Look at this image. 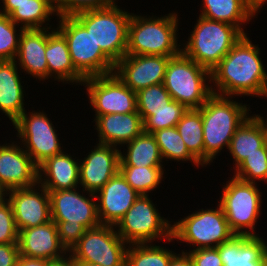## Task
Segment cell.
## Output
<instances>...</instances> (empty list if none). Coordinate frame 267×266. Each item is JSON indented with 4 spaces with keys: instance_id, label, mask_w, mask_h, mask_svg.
<instances>
[{
    "instance_id": "1",
    "label": "cell",
    "mask_w": 267,
    "mask_h": 266,
    "mask_svg": "<svg viewBox=\"0 0 267 266\" xmlns=\"http://www.w3.org/2000/svg\"><path fill=\"white\" fill-rule=\"evenodd\" d=\"M259 54L258 45L243 35L211 71V84L216 87L211 85L212 93L267 97V72Z\"/></svg>"
},
{
    "instance_id": "2",
    "label": "cell",
    "mask_w": 267,
    "mask_h": 266,
    "mask_svg": "<svg viewBox=\"0 0 267 266\" xmlns=\"http://www.w3.org/2000/svg\"><path fill=\"white\" fill-rule=\"evenodd\" d=\"M48 193L51 219L57 225L60 243L68 253L87 229L101 224L97 214L96 195L88 192L89 198L77 192V188Z\"/></svg>"
},
{
    "instance_id": "3",
    "label": "cell",
    "mask_w": 267,
    "mask_h": 266,
    "mask_svg": "<svg viewBox=\"0 0 267 266\" xmlns=\"http://www.w3.org/2000/svg\"><path fill=\"white\" fill-rule=\"evenodd\" d=\"M229 96L212 94L199 108L203 121L204 166L229 147L236 129L249 117L248 105Z\"/></svg>"
},
{
    "instance_id": "4",
    "label": "cell",
    "mask_w": 267,
    "mask_h": 266,
    "mask_svg": "<svg viewBox=\"0 0 267 266\" xmlns=\"http://www.w3.org/2000/svg\"><path fill=\"white\" fill-rule=\"evenodd\" d=\"M178 15L170 12L167 16L148 17L131 15L128 25L129 55H157L173 57L181 52L177 40Z\"/></svg>"
},
{
    "instance_id": "5",
    "label": "cell",
    "mask_w": 267,
    "mask_h": 266,
    "mask_svg": "<svg viewBox=\"0 0 267 266\" xmlns=\"http://www.w3.org/2000/svg\"><path fill=\"white\" fill-rule=\"evenodd\" d=\"M243 35L236 26L199 16L181 51L211 72Z\"/></svg>"
},
{
    "instance_id": "6",
    "label": "cell",
    "mask_w": 267,
    "mask_h": 266,
    "mask_svg": "<svg viewBox=\"0 0 267 266\" xmlns=\"http://www.w3.org/2000/svg\"><path fill=\"white\" fill-rule=\"evenodd\" d=\"M118 7L114 2L106 8L85 10L73 15L114 64L126 55L128 25L132 15Z\"/></svg>"
},
{
    "instance_id": "7",
    "label": "cell",
    "mask_w": 267,
    "mask_h": 266,
    "mask_svg": "<svg viewBox=\"0 0 267 266\" xmlns=\"http://www.w3.org/2000/svg\"><path fill=\"white\" fill-rule=\"evenodd\" d=\"M206 80L211 83V72L181 51L169 58L163 84L173 100L187 109H199L213 94Z\"/></svg>"
},
{
    "instance_id": "8",
    "label": "cell",
    "mask_w": 267,
    "mask_h": 266,
    "mask_svg": "<svg viewBox=\"0 0 267 266\" xmlns=\"http://www.w3.org/2000/svg\"><path fill=\"white\" fill-rule=\"evenodd\" d=\"M221 194L218 204L231 230L236 235L259 236L254 229L263 201L257 183L245 182L233 176L226 182Z\"/></svg>"
},
{
    "instance_id": "9",
    "label": "cell",
    "mask_w": 267,
    "mask_h": 266,
    "mask_svg": "<svg viewBox=\"0 0 267 266\" xmlns=\"http://www.w3.org/2000/svg\"><path fill=\"white\" fill-rule=\"evenodd\" d=\"M58 19L60 21L56 29L65 37L72 63L84 78L114 72L115 64L74 16H62Z\"/></svg>"
},
{
    "instance_id": "10",
    "label": "cell",
    "mask_w": 267,
    "mask_h": 266,
    "mask_svg": "<svg viewBox=\"0 0 267 266\" xmlns=\"http://www.w3.org/2000/svg\"><path fill=\"white\" fill-rule=\"evenodd\" d=\"M160 215L149 195H140L114 227L129 245L152 243L156 238L172 242V221Z\"/></svg>"
},
{
    "instance_id": "11",
    "label": "cell",
    "mask_w": 267,
    "mask_h": 266,
    "mask_svg": "<svg viewBox=\"0 0 267 266\" xmlns=\"http://www.w3.org/2000/svg\"><path fill=\"white\" fill-rule=\"evenodd\" d=\"M216 209H199L172 224V238L195 249L216 248L236 235L218 204ZM191 244L193 246H191Z\"/></svg>"
},
{
    "instance_id": "12",
    "label": "cell",
    "mask_w": 267,
    "mask_h": 266,
    "mask_svg": "<svg viewBox=\"0 0 267 266\" xmlns=\"http://www.w3.org/2000/svg\"><path fill=\"white\" fill-rule=\"evenodd\" d=\"M112 225L100 224L87 229L70 250L75 262L102 266H125L128 244ZM127 246V247H126Z\"/></svg>"
},
{
    "instance_id": "13",
    "label": "cell",
    "mask_w": 267,
    "mask_h": 266,
    "mask_svg": "<svg viewBox=\"0 0 267 266\" xmlns=\"http://www.w3.org/2000/svg\"><path fill=\"white\" fill-rule=\"evenodd\" d=\"M49 119L43 111H32L30 114L24 111L12 124L22 142L20 145H24L23 149H26L37 167L48 158L63 152L57 131Z\"/></svg>"
},
{
    "instance_id": "14",
    "label": "cell",
    "mask_w": 267,
    "mask_h": 266,
    "mask_svg": "<svg viewBox=\"0 0 267 266\" xmlns=\"http://www.w3.org/2000/svg\"><path fill=\"white\" fill-rule=\"evenodd\" d=\"M82 84L87 87L95 119L105 114L137 112L136 92L132 91L115 72L85 78Z\"/></svg>"
},
{
    "instance_id": "15",
    "label": "cell",
    "mask_w": 267,
    "mask_h": 266,
    "mask_svg": "<svg viewBox=\"0 0 267 266\" xmlns=\"http://www.w3.org/2000/svg\"><path fill=\"white\" fill-rule=\"evenodd\" d=\"M6 196H9L7 200L11 203L18 231L52 220L49 193L39 183L33 187L8 190Z\"/></svg>"
},
{
    "instance_id": "16",
    "label": "cell",
    "mask_w": 267,
    "mask_h": 266,
    "mask_svg": "<svg viewBox=\"0 0 267 266\" xmlns=\"http://www.w3.org/2000/svg\"><path fill=\"white\" fill-rule=\"evenodd\" d=\"M170 57L126 54L115 64L114 72L132 90L164 83Z\"/></svg>"
},
{
    "instance_id": "17",
    "label": "cell",
    "mask_w": 267,
    "mask_h": 266,
    "mask_svg": "<svg viewBox=\"0 0 267 266\" xmlns=\"http://www.w3.org/2000/svg\"><path fill=\"white\" fill-rule=\"evenodd\" d=\"M81 161L79 181L83 187L82 191L96 194L119 172L120 150L113 145L97 143V146Z\"/></svg>"
},
{
    "instance_id": "18",
    "label": "cell",
    "mask_w": 267,
    "mask_h": 266,
    "mask_svg": "<svg viewBox=\"0 0 267 266\" xmlns=\"http://www.w3.org/2000/svg\"><path fill=\"white\" fill-rule=\"evenodd\" d=\"M15 141L0 145V186L4 191L38 184V167Z\"/></svg>"
},
{
    "instance_id": "19",
    "label": "cell",
    "mask_w": 267,
    "mask_h": 266,
    "mask_svg": "<svg viewBox=\"0 0 267 266\" xmlns=\"http://www.w3.org/2000/svg\"><path fill=\"white\" fill-rule=\"evenodd\" d=\"M95 195L98 200L99 222L112 226L118 223L140 196L120 172L113 176Z\"/></svg>"
},
{
    "instance_id": "20",
    "label": "cell",
    "mask_w": 267,
    "mask_h": 266,
    "mask_svg": "<svg viewBox=\"0 0 267 266\" xmlns=\"http://www.w3.org/2000/svg\"><path fill=\"white\" fill-rule=\"evenodd\" d=\"M18 246L20 255L29 258L53 260L67 254L60 243L57 225L52 220L20 230Z\"/></svg>"
},
{
    "instance_id": "21",
    "label": "cell",
    "mask_w": 267,
    "mask_h": 266,
    "mask_svg": "<svg viewBox=\"0 0 267 266\" xmlns=\"http://www.w3.org/2000/svg\"><path fill=\"white\" fill-rule=\"evenodd\" d=\"M216 248L223 266H267V242L260 236L234 235Z\"/></svg>"
},
{
    "instance_id": "22",
    "label": "cell",
    "mask_w": 267,
    "mask_h": 266,
    "mask_svg": "<svg viewBox=\"0 0 267 266\" xmlns=\"http://www.w3.org/2000/svg\"><path fill=\"white\" fill-rule=\"evenodd\" d=\"M43 29H24L20 37L18 52L15 57L16 63L20 68L32 75L38 80L48 79V64L45 57L46 40L49 31L52 29L49 25Z\"/></svg>"
},
{
    "instance_id": "23",
    "label": "cell",
    "mask_w": 267,
    "mask_h": 266,
    "mask_svg": "<svg viewBox=\"0 0 267 266\" xmlns=\"http://www.w3.org/2000/svg\"><path fill=\"white\" fill-rule=\"evenodd\" d=\"M94 121L99 144L122 147L143 132V120L138 112L100 115Z\"/></svg>"
},
{
    "instance_id": "24",
    "label": "cell",
    "mask_w": 267,
    "mask_h": 266,
    "mask_svg": "<svg viewBox=\"0 0 267 266\" xmlns=\"http://www.w3.org/2000/svg\"><path fill=\"white\" fill-rule=\"evenodd\" d=\"M80 159L75 160L64 151L48 158L38 167V183L47 191L79 187ZM44 174V175H43Z\"/></svg>"
},
{
    "instance_id": "25",
    "label": "cell",
    "mask_w": 267,
    "mask_h": 266,
    "mask_svg": "<svg viewBox=\"0 0 267 266\" xmlns=\"http://www.w3.org/2000/svg\"><path fill=\"white\" fill-rule=\"evenodd\" d=\"M45 57L48 64V78L59 82L79 83L85 78L75 69L65 37L55 28L48 34Z\"/></svg>"
},
{
    "instance_id": "26",
    "label": "cell",
    "mask_w": 267,
    "mask_h": 266,
    "mask_svg": "<svg viewBox=\"0 0 267 266\" xmlns=\"http://www.w3.org/2000/svg\"><path fill=\"white\" fill-rule=\"evenodd\" d=\"M15 60L0 61V111L12 124L23 114L24 90Z\"/></svg>"
},
{
    "instance_id": "27",
    "label": "cell",
    "mask_w": 267,
    "mask_h": 266,
    "mask_svg": "<svg viewBox=\"0 0 267 266\" xmlns=\"http://www.w3.org/2000/svg\"><path fill=\"white\" fill-rule=\"evenodd\" d=\"M265 144L264 131L258 120L250 115L235 131L228 151L235 162V168L249 155L261 153Z\"/></svg>"
},
{
    "instance_id": "28",
    "label": "cell",
    "mask_w": 267,
    "mask_h": 266,
    "mask_svg": "<svg viewBox=\"0 0 267 266\" xmlns=\"http://www.w3.org/2000/svg\"><path fill=\"white\" fill-rule=\"evenodd\" d=\"M202 2L203 10L200 16L236 26L247 35L242 26L256 14L244 0H202Z\"/></svg>"
},
{
    "instance_id": "29",
    "label": "cell",
    "mask_w": 267,
    "mask_h": 266,
    "mask_svg": "<svg viewBox=\"0 0 267 266\" xmlns=\"http://www.w3.org/2000/svg\"><path fill=\"white\" fill-rule=\"evenodd\" d=\"M124 145L127 147V152H125L124 156L120 150L119 166H163L162 162L164 160L161 157L158 144L152 134L142 132L134 140L127 142Z\"/></svg>"
},
{
    "instance_id": "30",
    "label": "cell",
    "mask_w": 267,
    "mask_h": 266,
    "mask_svg": "<svg viewBox=\"0 0 267 266\" xmlns=\"http://www.w3.org/2000/svg\"><path fill=\"white\" fill-rule=\"evenodd\" d=\"M55 9L53 0H28L22 4L15 5V10L9 18L18 27L20 23L24 29H43L44 23L54 16ZM43 26V27H42Z\"/></svg>"
},
{
    "instance_id": "31",
    "label": "cell",
    "mask_w": 267,
    "mask_h": 266,
    "mask_svg": "<svg viewBox=\"0 0 267 266\" xmlns=\"http://www.w3.org/2000/svg\"><path fill=\"white\" fill-rule=\"evenodd\" d=\"M188 151L204 166L203 121L199 109H188L176 124Z\"/></svg>"
},
{
    "instance_id": "32",
    "label": "cell",
    "mask_w": 267,
    "mask_h": 266,
    "mask_svg": "<svg viewBox=\"0 0 267 266\" xmlns=\"http://www.w3.org/2000/svg\"><path fill=\"white\" fill-rule=\"evenodd\" d=\"M158 144L162 159H172L175 161H191L199 167L202 165L187 149L180 133L176 127H169L157 130L152 133Z\"/></svg>"
},
{
    "instance_id": "33",
    "label": "cell",
    "mask_w": 267,
    "mask_h": 266,
    "mask_svg": "<svg viewBox=\"0 0 267 266\" xmlns=\"http://www.w3.org/2000/svg\"><path fill=\"white\" fill-rule=\"evenodd\" d=\"M155 244H130L126 251L125 266H168L176 254Z\"/></svg>"
},
{
    "instance_id": "34",
    "label": "cell",
    "mask_w": 267,
    "mask_h": 266,
    "mask_svg": "<svg viewBox=\"0 0 267 266\" xmlns=\"http://www.w3.org/2000/svg\"><path fill=\"white\" fill-rule=\"evenodd\" d=\"M164 167L119 166V172L140 195L154 191L163 179Z\"/></svg>"
},
{
    "instance_id": "35",
    "label": "cell",
    "mask_w": 267,
    "mask_h": 266,
    "mask_svg": "<svg viewBox=\"0 0 267 266\" xmlns=\"http://www.w3.org/2000/svg\"><path fill=\"white\" fill-rule=\"evenodd\" d=\"M187 110L184 105L172 99L165 108L151 111V115L143 120V132L152 134L160 129L176 127Z\"/></svg>"
},
{
    "instance_id": "36",
    "label": "cell",
    "mask_w": 267,
    "mask_h": 266,
    "mask_svg": "<svg viewBox=\"0 0 267 266\" xmlns=\"http://www.w3.org/2000/svg\"><path fill=\"white\" fill-rule=\"evenodd\" d=\"M171 100L163 83L143 88L136 92L137 112L144 120L151 115V111L165 108Z\"/></svg>"
},
{
    "instance_id": "37",
    "label": "cell",
    "mask_w": 267,
    "mask_h": 266,
    "mask_svg": "<svg viewBox=\"0 0 267 266\" xmlns=\"http://www.w3.org/2000/svg\"><path fill=\"white\" fill-rule=\"evenodd\" d=\"M234 170V177L245 182H267V145L261 147V153L247 156Z\"/></svg>"
},
{
    "instance_id": "38",
    "label": "cell",
    "mask_w": 267,
    "mask_h": 266,
    "mask_svg": "<svg viewBox=\"0 0 267 266\" xmlns=\"http://www.w3.org/2000/svg\"><path fill=\"white\" fill-rule=\"evenodd\" d=\"M16 25L9 16L0 13V61L14 60L20 43V37L24 28L20 26L18 33Z\"/></svg>"
},
{
    "instance_id": "39",
    "label": "cell",
    "mask_w": 267,
    "mask_h": 266,
    "mask_svg": "<svg viewBox=\"0 0 267 266\" xmlns=\"http://www.w3.org/2000/svg\"><path fill=\"white\" fill-rule=\"evenodd\" d=\"M116 0H53L55 13L58 17L92 9H102L111 6Z\"/></svg>"
},
{
    "instance_id": "40",
    "label": "cell",
    "mask_w": 267,
    "mask_h": 266,
    "mask_svg": "<svg viewBox=\"0 0 267 266\" xmlns=\"http://www.w3.org/2000/svg\"><path fill=\"white\" fill-rule=\"evenodd\" d=\"M18 234L11 203L4 198L0 201V243H18Z\"/></svg>"
},
{
    "instance_id": "41",
    "label": "cell",
    "mask_w": 267,
    "mask_h": 266,
    "mask_svg": "<svg viewBox=\"0 0 267 266\" xmlns=\"http://www.w3.org/2000/svg\"><path fill=\"white\" fill-rule=\"evenodd\" d=\"M187 253L191 257L193 266H223L217 248H193Z\"/></svg>"
},
{
    "instance_id": "42",
    "label": "cell",
    "mask_w": 267,
    "mask_h": 266,
    "mask_svg": "<svg viewBox=\"0 0 267 266\" xmlns=\"http://www.w3.org/2000/svg\"><path fill=\"white\" fill-rule=\"evenodd\" d=\"M19 256L18 243H0V266H17Z\"/></svg>"
},
{
    "instance_id": "43",
    "label": "cell",
    "mask_w": 267,
    "mask_h": 266,
    "mask_svg": "<svg viewBox=\"0 0 267 266\" xmlns=\"http://www.w3.org/2000/svg\"><path fill=\"white\" fill-rule=\"evenodd\" d=\"M168 266H193V263L189 254L183 251L180 254H175Z\"/></svg>"
},
{
    "instance_id": "44",
    "label": "cell",
    "mask_w": 267,
    "mask_h": 266,
    "mask_svg": "<svg viewBox=\"0 0 267 266\" xmlns=\"http://www.w3.org/2000/svg\"><path fill=\"white\" fill-rule=\"evenodd\" d=\"M50 260L19 256L17 266H48Z\"/></svg>"
},
{
    "instance_id": "45",
    "label": "cell",
    "mask_w": 267,
    "mask_h": 266,
    "mask_svg": "<svg viewBox=\"0 0 267 266\" xmlns=\"http://www.w3.org/2000/svg\"><path fill=\"white\" fill-rule=\"evenodd\" d=\"M48 266H76V262L73 256L68 253L61 258L50 260Z\"/></svg>"
},
{
    "instance_id": "46",
    "label": "cell",
    "mask_w": 267,
    "mask_h": 266,
    "mask_svg": "<svg viewBox=\"0 0 267 266\" xmlns=\"http://www.w3.org/2000/svg\"><path fill=\"white\" fill-rule=\"evenodd\" d=\"M26 1L28 0H2L3 7L2 10L0 9V13L9 16L15 10V5L22 4Z\"/></svg>"
},
{
    "instance_id": "47",
    "label": "cell",
    "mask_w": 267,
    "mask_h": 266,
    "mask_svg": "<svg viewBox=\"0 0 267 266\" xmlns=\"http://www.w3.org/2000/svg\"><path fill=\"white\" fill-rule=\"evenodd\" d=\"M245 3L252 9V11L257 15L261 10L262 6L266 3L267 0H244Z\"/></svg>"
},
{
    "instance_id": "48",
    "label": "cell",
    "mask_w": 267,
    "mask_h": 266,
    "mask_svg": "<svg viewBox=\"0 0 267 266\" xmlns=\"http://www.w3.org/2000/svg\"><path fill=\"white\" fill-rule=\"evenodd\" d=\"M253 116L258 120V122L263 128L264 136H265V144L267 145V118L265 120L264 119L265 117L258 115V114H254Z\"/></svg>"
},
{
    "instance_id": "49",
    "label": "cell",
    "mask_w": 267,
    "mask_h": 266,
    "mask_svg": "<svg viewBox=\"0 0 267 266\" xmlns=\"http://www.w3.org/2000/svg\"><path fill=\"white\" fill-rule=\"evenodd\" d=\"M76 266H102V265L92 264V263H84V262H76Z\"/></svg>"
},
{
    "instance_id": "50",
    "label": "cell",
    "mask_w": 267,
    "mask_h": 266,
    "mask_svg": "<svg viewBox=\"0 0 267 266\" xmlns=\"http://www.w3.org/2000/svg\"><path fill=\"white\" fill-rule=\"evenodd\" d=\"M6 192L4 189L0 186V201H2L6 196Z\"/></svg>"
}]
</instances>
